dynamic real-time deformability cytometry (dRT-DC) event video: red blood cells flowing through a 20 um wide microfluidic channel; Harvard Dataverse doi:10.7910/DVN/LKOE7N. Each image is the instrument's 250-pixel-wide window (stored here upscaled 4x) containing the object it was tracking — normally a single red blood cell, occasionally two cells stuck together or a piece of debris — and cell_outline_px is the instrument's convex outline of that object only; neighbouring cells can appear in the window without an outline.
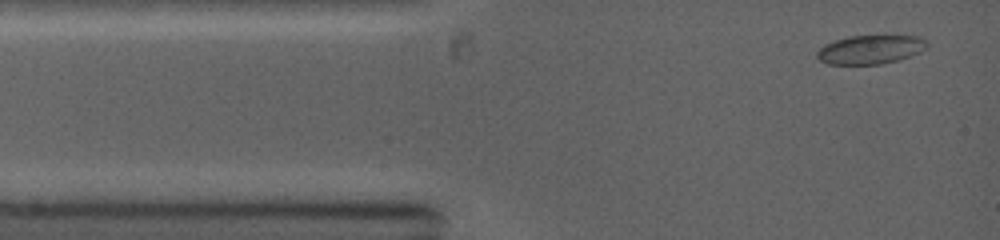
{"species": "common noctule bat (a hibernating species)", "species_latin": "Nyctalus noctula", "temperature_condition": "warm", "stored_images_in_passage": 21, "camera_frame_rate_fps": 5000, "um_per_image_px": 0.085, "animal": {"sex": "female", "body_mass_g": 19.0, "forearm_length_mm": 53.3}, "frame": {"image": 1, "passage_image": 2, "time_ms": 0.4, "image_size_px": [1000, 240], "cell_outline_px": [[928, 48], [920, 52], [900, 60], [880, 64], [828, 64], [820, 60], [816, 56], [816, 52], [824, 44], [848, 36], [916, 36], [924, 40], [928, 44]], "centroid_in_image_um": [73.98, 4.22], "position_along_channel_um": 11.0, "area_um2": 18.44}}
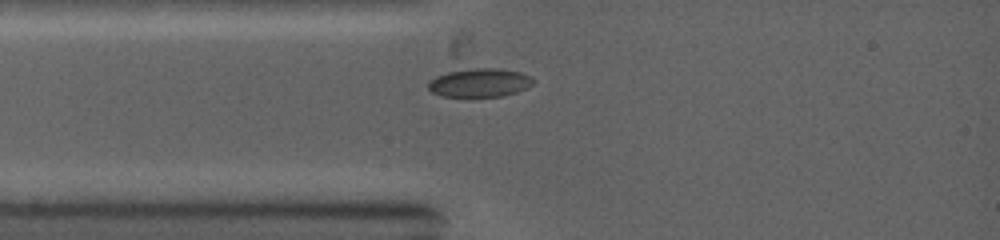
{"frame": {"image": 2, "passage_image": 7, "time_ms": 2.2, "image_size_px": [1000, 240], "cell_outline_px": [[536, 80], [532, 84], [516, 92], [504, 96], [440, 96], [432, 92], [428, 88], [428, 80], [436, 76], [448, 72], [472, 68], [496, 68], [520, 72], [532, 76]], "centroid_in_image_um": [40.77, 7.02], "position_along_channel_um": 44.2, "area_um2": 17.46}}
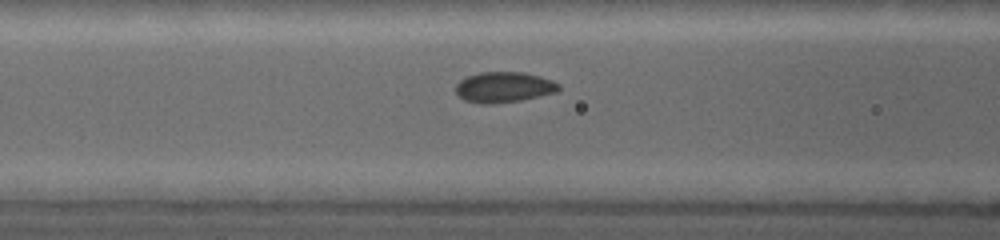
{"frame": {"image": 3, "passage_image": 12, "time_ms": 4.0, "image_size_px": [1000, 240], "cell_outline_px": [[560, 88], [556, 92], [520, 100], [492, 104], [480, 104], [464, 100], [456, 92], [456, 84], [460, 80], [468, 76], [480, 72], [524, 72], [540, 76], [552, 80], [560, 84]], "centroid_in_image_um": [42.82, 7.41], "position_along_channel_um": 123.8, "area_um2": 18.32}}